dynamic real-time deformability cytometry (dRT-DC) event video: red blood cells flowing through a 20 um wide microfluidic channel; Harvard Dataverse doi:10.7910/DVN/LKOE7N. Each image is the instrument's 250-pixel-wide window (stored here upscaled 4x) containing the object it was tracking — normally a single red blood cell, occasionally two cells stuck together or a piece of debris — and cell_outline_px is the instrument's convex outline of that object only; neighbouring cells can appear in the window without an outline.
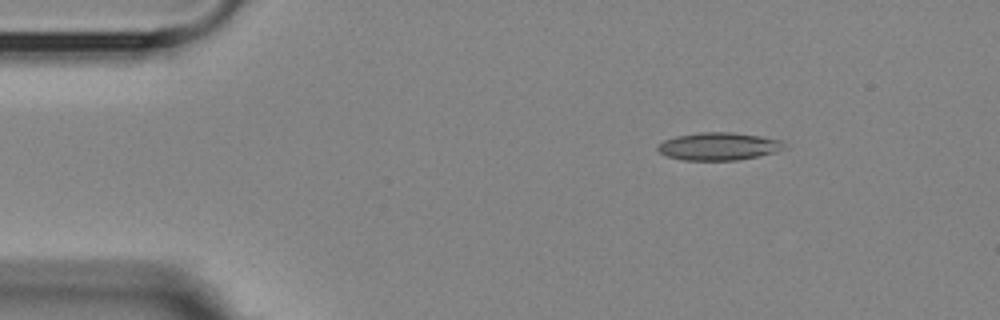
{"species": "Egyptian fruit bat (a non-hibernating species)", "species_latin": "Rousettus aegyptiacus", "temperature_condition": "room temperature", "stored_images_in_passage": 3, "camera_frame_rate_fps": 3000, "um_per_image_px": 0.085, "animal": {"sex": "female"}, "frame": {"image": 1, "passage_image": 1, "time_ms": 0.0, "image_size_px": [1000, 320], "cell_outline_px": [[788, 148], [776, 152], [760, 156], [736, 160], [684, 160], [668, 156], [660, 152], [656, 148], [664, 140], [676, 136], [700, 132], [732, 132], [760, 136], [780, 140]], "centroid_in_image_um": [61.12, 12.44], "position_along_channel_um": 23.9, "area_um2": 20.4}}